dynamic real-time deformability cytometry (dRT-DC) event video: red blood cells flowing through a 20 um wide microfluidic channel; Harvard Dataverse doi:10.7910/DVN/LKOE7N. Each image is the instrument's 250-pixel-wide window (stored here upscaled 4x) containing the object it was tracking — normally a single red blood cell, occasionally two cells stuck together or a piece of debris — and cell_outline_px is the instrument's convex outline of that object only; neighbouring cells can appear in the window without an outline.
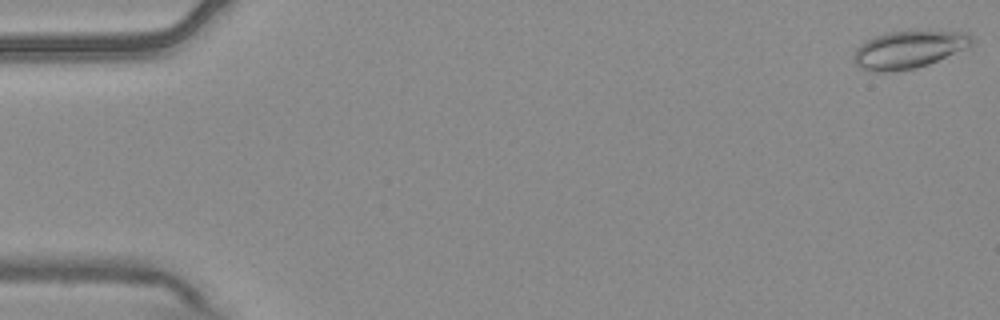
{"species": "common noctule bat (a hibernating species)", "species_latin": "Nyctalus noctula", "temperature_condition": "warm", "stored_images_in_passage": 5, "camera_frame_rate_fps": 3000, "um_per_image_px": 0.085, "animal": {"sex": "male", "body_mass_g": 20.4}, "frame": {"image": 1, "passage_image": 1, "time_ms": 0.0, "image_size_px": [1000, 320], "cell_outline_px": [[972, 44], [964, 48], [928, 64], [916, 68], [892, 72], [872, 72], [860, 68], [852, 60], [852, 56], [856, 48], [860, 44], [872, 36], [888, 32], [968, 32], [972, 36]], "centroid_in_image_um": [77.14, 4.23], "position_along_channel_um": 7.9, "area_um2": 25.55}}